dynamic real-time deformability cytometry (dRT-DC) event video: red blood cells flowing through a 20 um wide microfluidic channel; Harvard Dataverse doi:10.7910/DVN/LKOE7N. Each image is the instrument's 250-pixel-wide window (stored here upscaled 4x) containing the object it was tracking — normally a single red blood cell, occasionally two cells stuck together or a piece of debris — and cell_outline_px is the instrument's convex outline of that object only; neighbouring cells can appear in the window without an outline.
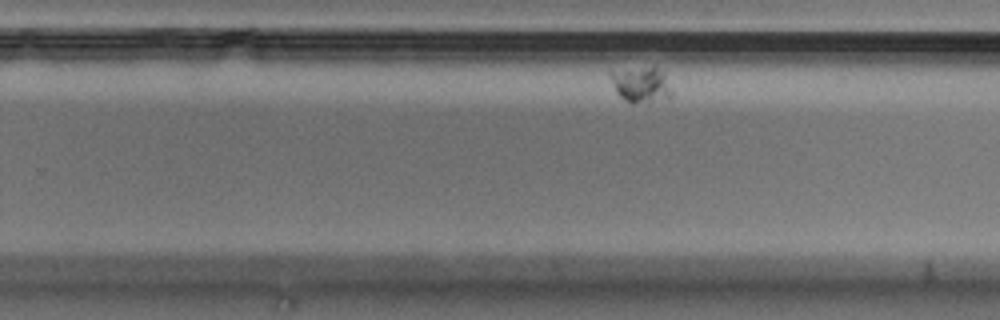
{"species": "Egyptian fruit bat (a non-hibernating species)", "species_latin": "Rousettus aegyptiacus", "temperature_condition": "cold", "stored_images_in_passage": 10, "segment_of_instrument_passage": [2, 2], "camera_frame_rate_fps": 3000, "um_per_image_px": 0.085, "animal": {"sex": "male"}, "frame": {"image": 1, "passage_image": 10, "time_ms": 3.0, "image_size_px": [1000, 320], "cell_outline_px": [[672, 100], [648, 104], [628, 104], [616, 92], [612, 84], [608, 72], [652, 68], [656, 68], [664, 72], [672, 92]], "centroid_in_image_um": [54.54, 7.31], "position_along_channel_um": 275.3, "area_um2": 13.01}}